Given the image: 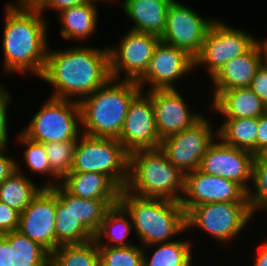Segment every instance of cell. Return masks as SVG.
I'll use <instances>...</instances> for the list:
<instances>
[{"label": "cell", "instance_id": "cell-30", "mask_svg": "<svg viewBox=\"0 0 267 266\" xmlns=\"http://www.w3.org/2000/svg\"><path fill=\"white\" fill-rule=\"evenodd\" d=\"M50 266H100L98 245L94 239L60 245L51 253Z\"/></svg>", "mask_w": 267, "mask_h": 266}, {"label": "cell", "instance_id": "cell-25", "mask_svg": "<svg viewBox=\"0 0 267 266\" xmlns=\"http://www.w3.org/2000/svg\"><path fill=\"white\" fill-rule=\"evenodd\" d=\"M133 231L130 214L118 203L106 211L103 221L94 235V241L98 247L131 246L134 243L130 242L129 237Z\"/></svg>", "mask_w": 267, "mask_h": 266}, {"label": "cell", "instance_id": "cell-46", "mask_svg": "<svg viewBox=\"0 0 267 266\" xmlns=\"http://www.w3.org/2000/svg\"><path fill=\"white\" fill-rule=\"evenodd\" d=\"M109 4L114 2V4H117L118 0H106ZM120 1V0H119ZM116 2V3H115Z\"/></svg>", "mask_w": 267, "mask_h": 266}, {"label": "cell", "instance_id": "cell-38", "mask_svg": "<svg viewBox=\"0 0 267 266\" xmlns=\"http://www.w3.org/2000/svg\"><path fill=\"white\" fill-rule=\"evenodd\" d=\"M88 0H33L31 3L43 14L44 11L50 10L59 12L66 8L83 4Z\"/></svg>", "mask_w": 267, "mask_h": 266}, {"label": "cell", "instance_id": "cell-36", "mask_svg": "<svg viewBox=\"0 0 267 266\" xmlns=\"http://www.w3.org/2000/svg\"><path fill=\"white\" fill-rule=\"evenodd\" d=\"M4 84H0V146L8 145L9 134H8V107L11 100V93H9Z\"/></svg>", "mask_w": 267, "mask_h": 266}, {"label": "cell", "instance_id": "cell-43", "mask_svg": "<svg viewBox=\"0 0 267 266\" xmlns=\"http://www.w3.org/2000/svg\"><path fill=\"white\" fill-rule=\"evenodd\" d=\"M260 245V247H259ZM258 245L257 253H255V259L253 258V266H267V237Z\"/></svg>", "mask_w": 267, "mask_h": 266}, {"label": "cell", "instance_id": "cell-18", "mask_svg": "<svg viewBox=\"0 0 267 266\" xmlns=\"http://www.w3.org/2000/svg\"><path fill=\"white\" fill-rule=\"evenodd\" d=\"M146 93L152 98L156 130L161 140L192 126L203 116L202 112L190 109L183 93L177 89Z\"/></svg>", "mask_w": 267, "mask_h": 266}, {"label": "cell", "instance_id": "cell-23", "mask_svg": "<svg viewBox=\"0 0 267 266\" xmlns=\"http://www.w3.org/2000/svg\"><path fill=\"white\" fill-rule=\"evenodd\" d=\"M57 197L70 206L71 214L94 236L106 211L119 203V199H85L73 196L60 184L50 188Z\"/></svg>", "mask_w": 267, "mask_h": 266}, {"label": "cell", "instance_id": "cell-21", "mask_svg": "<svg viewBox=\"0 0 267 266\" xmlns=\"http://www.w3.org/2000/svg\"><path fill=\"white\" fill-rule=\"evenodd\" d=\"M172 0H123L122 10L132 22L129 30L162 36Z\"/></svg>", "mask_w": 267, "mask_h": 266}, {"label": "cell", "instance_id": "cell-42", "mask_svg": "<svg viewBox=\"0 0 267 266\" xmlns=\"http://www.w3.org/2000/svg\"><path fill=\"white\" fill-rule=\"evenodd\" d=\"M0 266H12L11 246L2 235H0Z\"/></svg>", "mask_w": 267, "mask_h": 266}, {"label": "cell", "instance_id": "cell-6", "mask_svg": "<svg viewBox=\"0 0 267 266\" xmlns=\"http://www.w3.org/2000/svg\"><path fill=\"white\" fill-rule=\"evenodd\" d=\"M128 166L129 154L117 139L79 136L71 172L101 173L122 190L128 181Z\"/></svg>", "mask_w": 267, "mask_h": 266}, {"label": "cell", "instance_id": "cell-7", "mask_svg": "<svg viewBox=\"0 0 267 266\" xmlns=\"http://www.w3.org/2000/svg\"><path fill=\"white\" fill-rule=\"evenodd\" d=\"M253 216L249 202L201 204L186 213V231L200 228L225 247L240 238L246 226H250Z\"/></svg>", "mask_w": 267, "mask_h": 266}, {"label": "cell", "instance_id": "cell-32", "mask_svg": "<svg viewBox=\"0 0 267 266\" xmlns=\"http://www.w3.org/2000/svg\"><path fill=\"white\" fill-rule=\"evenodd\" d=\"M22 146L24 145L25 149L23 152V161L25 162V166L28 167L27 170L31 171L34 174L46 175V177H51L52 181H44L41 185L44 188H51L60 184L61 178L51 169V166L48 161L47 152L43 143H39L33 141L26 137L22 132L18 133L16 138Z\"/></svg>", "mask_w": 267, "mask_h": 266}, {"label": "cell", "instance_id": "cell-3", "mask_svg": "<svg viewBox=\"0 0 267 266\" xmlns=\"http://www.w3.org/2000/svg\"><path fill=\"white\" fill-rule=\"evenodd\" d=\"M141 91L136 81L110 78L79 102L81 132L118 139L130 103Z\"/></svg>", "mask_w": 267, "mask_h": 266}, {"label": "cell", "instance_id": "cell-16", "mask_svg": "<svg viewBox=\"0 0 267 266\" xmlns=\"http://www.w3.org/2000/svg\"><path fill=\"white\" fill-rule=\"evenodd\" d=\"M254 158L251 152L226 145L217 137L202 157L198 169L234 181L248 193Z\"/></svg>", "mask_w": 267, "mask_h": 266}, {"label": "cell", "instance_id": "cell-17", "mask_svg": "<svg viewBox=\"0 0 267 266\" xmlns=\"http://www.w3.org/2000/svg\"><path fill=\"white\" fill-rule=\"evenodd\" d=\"M57 195L43 188L20 214L18 231L44 247L50 254L59 246L55 242Z\"/></svg>", "mask_w": 267, "mask_h": 266}, {"label": "cell", "instance_id": "cell-12", "mask_svg": "<svg viewBox=\"0 0 267 266\" xmlns=\"http://www.w3.org/2000/svg\"><path fill=\"white\" fill-rule=\"evenodd\" d=\"M215 18H206L178 0H172L167 11L165 30L161 41L196 57Z\"/></svg>", "mask_w": 267, "mask_h": 266}, {"label": "cell", "instance_id": "cell-28", "mask_svg": "<svg viewBox=\"0 0 267 266\" xmlns=\"http://www.w3.org/2000/svg\"><path fill=\"white\" fill-rule=\"evenodd\" d=\"M223 120L217 127V137L226 145L257 155L258 118Z\"/></svg>", "mask_w": 267, "mask_h": 266}, {"label": "cell", "instance_id": "cell-27", "mask_svg": "<svg viewBox=\"0 0 267 266\" xmlns=\"http://www.w3.org/2000/svg\"><path fill=\"white\" fill-rule=\"evenodd\" d=\"M19 164L16 162V171L0 184V201L21 214L44 187L25 175Z\"/></svg>", "mask_w": 267, "mask_h": 266}, {"label": "cell", "instance_id": "cell-15", "mask_svg": "<svg viewBox=\"0 0 267 266\" xmlns=\"http://www.w3.org/2000/svg\"><path fill=\"white\" fill-rule=\"evenodd\" d=\"M128 154L161 146L156 130L152 98L141 91L130 103L117 139Z\"/></svg>", "mask_w": 267, "mask_h": 266}, {"label": "cell", "instance_id": "cell-44", "mask_svg": "<svg viewBox=\"0 0 267 266\" xmlns=\"http://www.w3.org/2000/svg\"><path fill=\"white\" fill-rule=\"evenodd\" d=\"M255 46L259 53L260 65L267 70V37L262 40H257L255 37Z\"/></svg>", "mask_w": 267, "mask_h": 266}, {"label": "cell", "instance_id": "cell-20", "mask_svg": "<svg viewBox=\"0 0 267 266\" xmlns=\"http://www.w3.org/2000/svg\"><path fill=\"white\" fill-rule=\"evenodd\" d=\"M106 0H88L87 2L59 11L61 25L60 36L65 40L85 43L95 34L98 27V3Z\"/></svg>", "mask_w": 267, "mask_h": 266}, {"label": "cell", "instance_id": "cell-39", "mask_svg": "<svg viewBox=\"0 0 267 266\" xmlns=\"http://www.w3.org/2000/svg\"><path fill=\"white\" fill-rule=\"evenodd\" d=\"M9 145L0 146V184L16 171V159L11 156ZM10 155H8V154Z\"/></svg>", "mask_w": 267, "mask_h": 266}, {"label": "cell", "instance_id": "cell-45", "mask_svg": "<svg viewBox=\"0 0 267 266\" xmlns=\"http://www.w3.org/2000/svg\"><path fill=\"white\" fill-rule=\"evenodd\" d=\"M256 157L264 163H267V147H265L263 150H261Z\"/></svg>", "mask_w": 267, "mask_h": 266}, {"label": "cell", "instance_id": "cell-19", "mask_svg": "<svg viewBox=\"0 0 267 266\" xmlns=\"http://www.w3.org/2000/svg\"><path fill=\"white\" fill-rule=\"evenodd\" d=\"M210 108L223 119L258 118L267 113L266 104L250 87L211 91Z\"/></svg>", "mask_w": 267, "mask_h": 266}, {"label": "cell", "instance_id": "cell-33", "mask_svg": "<svg viewBox=\"0 0 267 266\" xmlns=\"http://www.w3.org/2000/svg\"><path fill=\"white\" fill-rule=\"evenodd\" d=\"M100 266H143L142 246L98 247Z\"/></svg>", "mask_w": 267, "mask_h": 266}, {"label": "cell", "instance_id": "cell-41", "mask_svg": "<svg viewBox=\"0 0 267 266\" xmlns=\"http://www.w3.org/2000/svg\"><path fill=\"white\" fill-rule=\"evenodd\" d=\"M267 147V113L258 117L257 154Z\"/></svg>", "mask_w": 267, "mask_h": 266}, {"label": "cell", "instance_id": "cell-5", "mask_svg": "<svg viewBox=\"0 0 267 266\" xmlns=\"http://www.w3.org/2000/svg\"><path fill=\"white\" fill-rule=\"evenodd\" d=\"M185 174L174 166L159 147L129 154L125 189L140 197L179 201L184 193Z\"/></svg>", "mask_w": 267, "mask_h": 266}, {"label": "cell", "instance_id": "cell-13", "mask_svg": "<svg viewBox=\"0 0 267 266\" xmlns=\"http://www.w3.org/2000/svg\"><path fill=\"white\" fill-rule=\"evenodd\" d=\"M195 70L188 52L162 41L156 46L145 74L137 81L142 91L176 89L175 84ZM149 84V85H148ZM146 86L147 89H144Z\"/></svg>", "mask_w": 267, "mask_h": 266}, {"label": "cell", "instance_id": "cell-11", "mask_svg": "<svg viewBox=\"0 0 267 266\" xmlns=\"http://www.w3.org/2000/svg\"><path fill=\"white\" fill-rule=\"evenodd\" d=\"M211 121L203 115L192 126L161 141L160 148L168 160L182 173L187 174L199 168L208 147L217 138Z\"/></svg>", "mask_w": 267, "mask_h": 266}, {"label": "cell", "instance_id": "cell-9", "mask_svg": "<svg viewBox=\"0 0 267 266\" xmlns=\"http://www.w3.org/2000/svg\"><path fill=\"white\" fill-rule=\"evenodd\" d=\"M255 44V36L216 19L209 28L200 53L194 58L195 69L202 67L212 79L221 68L246 53Z\"/></svg>", "mask_w": 267, "mask_h": 266}, {"label": "cell", "instance_id": "cell-26", "mask_svg": "<svg viewBox=\"0 0 267 266\" xmlns=\"http://www.w3.org/2000/svg\"><path fill=\"white\" fill-rule=\"evenodd\" d=\"M182 240L183 238H178L170 242L142 246L143 266H196L192 262L195 242L192 243L189 238L188 241Z\"/></svg>", "mask_w": 267, "mask_h": 266}, {"label": "cell", "instance_id": "cell-31", "mask_svg": "<svg viewBox=\"0 0 267 266\" xmlns=\"http://www.w3.org/2000/svg\"><path fill=\"white\" fill-rule=\"evenodd\" d=\"M94 236L71 214L70 206H66L57 197L55 242L64 244H78L93 240Z\"/></svg>", "mask_w": 267, "mask_h": 266}, {"label": "cell", "instance_id": "cell-24", "mask_svg": "<svg viewBox=\"0 0 267 266\" xmlns=\"http://www.w3.org/2000/svg\"><path fill=\"white\" fill-rule=\"evenodd\" d=\"M60 185L73 196L85 199H119L121 191L101 173L70 172Z\"/></svg>", "mask_w": 267, "mask_h": 266}, {"label": "cell", "instance_id": "cell-22", "mask_svg": "<svg viewBox=\"0 0 267 266\" xmlns=\"http://www.w3.org/2000/svg\"><path fill=\"white\" fill-rule=\"evenodd\" d=\"M261 67L255 44L244 54L231 59L210 80L212 91L250 87L253 77Z\"/></svg>", "mask_w": 267, "mask_h": 266}, {"label": "cell", "instance_id": "cell-37", "mask_svg": "<svg viewBox=\"0 0 267 266\" xmlns=\"http://www.w3.org/2000/svg\"><path fill=\"white\" fill-rule=\"evenodd\" d=\"M20 213L0 201V235L18 230Z\"/></svg>", "mask_w": 267, "mask_h": 266}, {"label": "cell", "instance_id": "cell-10", "mask_svg": "<svg viewBox=\"0 0 267 266\" xmlns=\"http://www.w3.org/2000/svg\"><path fill=\"white\" fill-rule=\"evenodd\" d=\"M160 41L154 34L126 31L118 45L108 46L111 78L137 82L149 67Z\"/></svg>", "mask_w": 267, "mask_h": 266}, {"label": "cell", "instance_id": "cell-40", "mask_svg": "<svg viewBox=\"0 0 267 266\" xmlns=\"http://www.w3.org/2000/svg\"><path fill=\"white\" fill-rule=\"evenodd\" d=\"M250 88L267 106V70L260 67L253 77Z\"/></svg>", "mask_w": 267, "mask_h": 266}, {"label": "cell", "instance_id": "cell-35", "mask_svg": "<svg viewBox=\"0 0 267 266\" xmlns=\"http://www.w3.org/2000/svg\"><path fill=\"white\" fill-rule=\"evenodd\" d=\"M77 141H64L43 144L51 169L62 179L71 172Z\"/></svg>", "mask_w": 267, "mask_h": 266}, {"label": "cell", "instance_id": "cell-1", "mask_svg": "<svg viewBox=\"0 0 267 266\" xmlns=\"http://www.w3.org/2000/svg\"><path fill=\"white\" fill-rule=\"evenodd\" d=\"M110 76L109 49L87 45L51 50L39 79L54 89L50 97L80 102Z\"/></svg>", "mask_w": 267, "mask_h": 266}, {"label": "cell", "instance_id": "cell-2", "mask_svg": "<svg viewBox=\"0 0 267 266\" xmlns=\"http://www.w3.org/2000/svg\"><path fill=\"white\" fill-rule=\"evenodd\" d=\"M3 72L40 78L46 61L48 22L31 3L17 0L4 6ZM33 73V74H32Z\"/></svg>", "mask_w": 267, "mask_h": 266}, {"label": "cell", "instance_id": "cell-8", "mask_svg": "<svg viewBox=\"0 0 267 266\" xmlns=\"http://www.w3.org/2000/svg\"><path fill=\"white\" fill-rule=\"evenodd\" d=\"M21 132L43 144L77 141L82 134L79 102L49 96Z\"/></svg>", "mask_w": 267, "mask_h": 266}, {"label": "cell", "instance_id": "cell-4", "mask_svg": "<svg viewBox=\"0 0 267 266\" xmlns=\"http://www.w3.org/2000/svg\"><path fill=\"white\" fill-rule=\"evenodd\" d=\"M119 203L130 214L141 246L170 242L187 232L186 212L179 201L140 197L122 189Z\"/></svg>", "mask_w": 267, "mask_h": 266}, {"label": "cell", "instance_id": "cell-34", "mask_svg": "<svg viewBox=\"0 0 267 266\" xmlns=\"http://www.w3.org/2000/svg\"><path fill=\"white\" fill-rule=\"evenodd\" d=\"M253 185L247 193L251 211L255 214L267 208V163L261 162L256 156L252 165Z\"/></svg>", "mask_w": 267, "mask_h": 266}, {"label": "cell", "instance_id": "cell-29", "mask_svg": "<svg viewBox=\"0 0 267 266\" xmlns=\"http://www.w3.org/2000/svg\"><path fill=\"white\" fill-rule=\"evenodd\" d=\"M11 246L12 266H50L51 254L18 230L1 234Z\"/></svg>", "mask_w": 267, "mask_h": 266}, {"label": "cell", "instance_id": "cell-14", "mask_svg": "<svg viewBox=\"0 0 267 266\" xmlns=\"http://www.w3.org/2000/svg\"><path fill=\"white\" fill-rule=\"evenodd\" d=\"M214 202H249L247 192L236 182L206 174L199 169L185 174L180 200L187 213L192 207Z\"/></svg>", "mask_w": 267, "mask_h": 266}]
</instances>
